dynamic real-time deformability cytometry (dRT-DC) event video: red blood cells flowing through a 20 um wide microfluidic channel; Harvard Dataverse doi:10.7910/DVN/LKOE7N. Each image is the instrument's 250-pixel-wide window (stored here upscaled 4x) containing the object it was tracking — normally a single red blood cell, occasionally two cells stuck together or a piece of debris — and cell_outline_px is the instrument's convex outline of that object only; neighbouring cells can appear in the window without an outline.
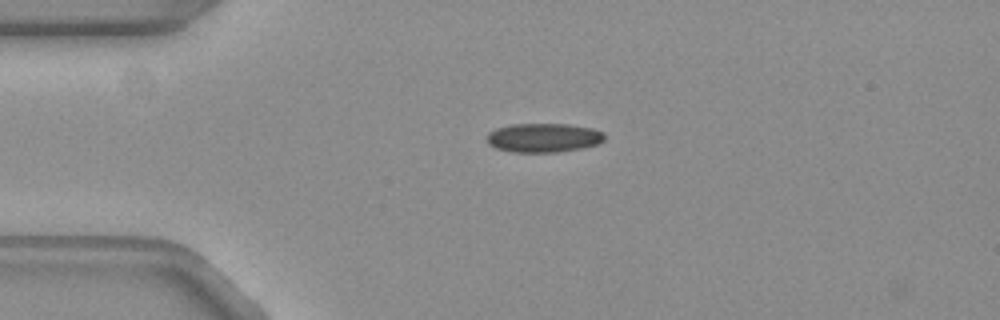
{"species": "common noctule bat (a hibernating species)", "species_latin": "Nyctalus noctula", "temperature_condition": "warm", "stored_images_in_passage": 3, "camera_frame_rate_fps": 3000, "um_per_image_px": 0.085, "animal": {"sex": "female", "body_mass_g": 19.3, "forearm_length_mm": 54.1}, "frame": {"image": 1, "passage_image": 1, "time_ms": 0.0, "image_size_px": [1000, 320], "cell_outline_px": [[604, 140], [596, 144], [580, 148], [556, 152], [512, 152], [496, 148], [488, 144], [488, 132], [496, 128], [508, 124], [568, 124], [592, 128], [604, 132]], "centroid_in_image_um": [46.18, 11.7], "position_along_channel_um": 38.8, "area_um2": 19.88}}